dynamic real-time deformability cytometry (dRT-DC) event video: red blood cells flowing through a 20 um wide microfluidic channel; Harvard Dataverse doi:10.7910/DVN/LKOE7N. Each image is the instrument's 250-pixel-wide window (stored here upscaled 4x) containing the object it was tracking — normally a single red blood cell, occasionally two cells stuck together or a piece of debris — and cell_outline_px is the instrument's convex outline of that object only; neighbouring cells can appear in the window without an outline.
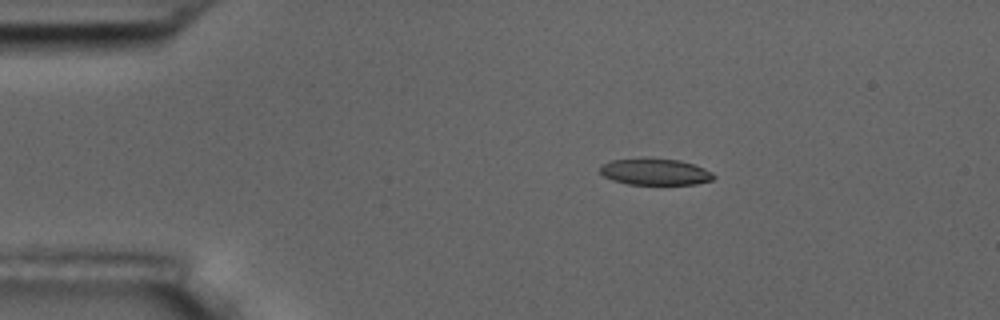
{"species": "common noctule bat (a hibernating species)", "species_latin": "Nyctalus noctula", "temperature_condition": "room temperature", "stored_images_in_passage": 3, "camera_frame_rate_fps": 3000, "um_per_image_px": 0.085, "animal": {"sex": "male", "body_mass_g": 17.5, "forearm_length_mm": 52.3}, "frame": {"image": 1, "passage_image": 2, "time_ms": 1.0, "image_size_px": [1000, 320], "cell_outline_px": [[716, 176], [712, 180], [696, 184], [628, 184], [612, 180], [604, 176], [600, 172], [600, 164], [612, 160], [640, 156], [680, 160], [704, 168], [712, 172]], "centroid_in_image_um": [55.64, 14.57], "position_along_channel_um": 29.4, "area_um2": 17.98}}